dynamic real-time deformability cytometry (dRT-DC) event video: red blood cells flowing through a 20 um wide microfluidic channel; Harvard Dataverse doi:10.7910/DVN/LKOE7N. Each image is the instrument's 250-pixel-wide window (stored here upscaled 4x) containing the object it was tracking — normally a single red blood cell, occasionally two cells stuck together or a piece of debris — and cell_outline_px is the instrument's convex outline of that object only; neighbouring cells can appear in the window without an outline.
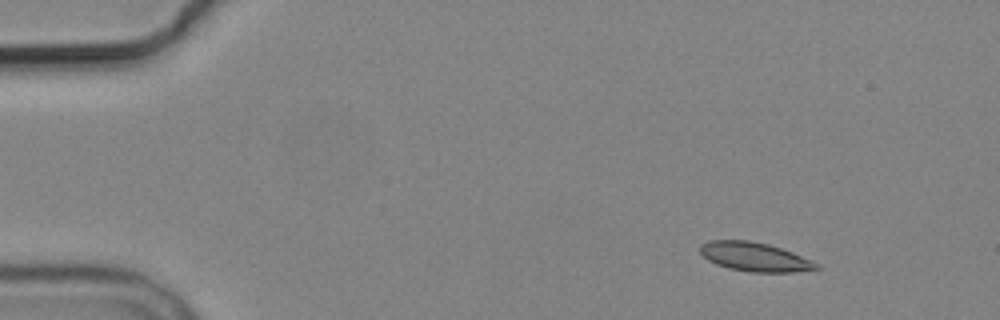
{"species": "common noctule bat (a hibernating species)", "species_latin": "Nyctalus noctula", "temperature_condition": "cold", "stored_images_in_passage": 4, "camera_frame_rate_fps": 3000, "um_per_image_px": 0.085, "animal": {"sex": "male", "body_mass_g": 19.2, "forearm_length_mm": 51.8}, "frame": {"image": 1, "passage_image": 2, "time_ms": 1.0, "image_size_px": [1000, 320], "cell_outline_px": [[820, 268], [792, 272], [752, 272], [728, 268], [716, 264], [708, 260], [700, 252], [700, 244], [708, 240], [748, 240], [768, 244], [792, 252], [812, 260], [820, 264]], "centroid_in_image_um": [64.14, 21.83], "position_along_channel_um": 20.9, "area_um2": 19.59}}
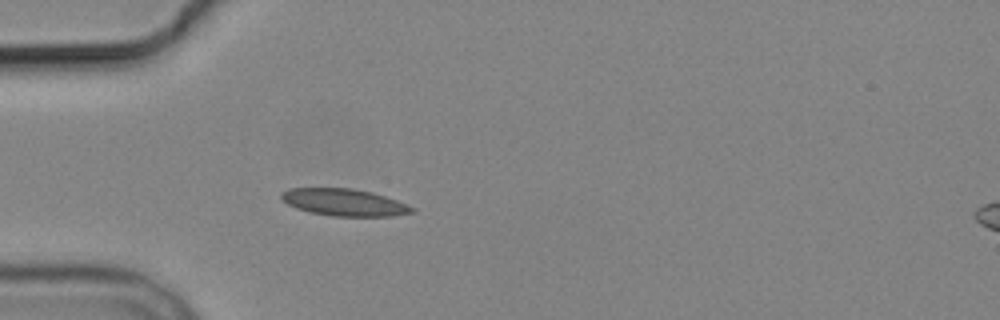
{"frame": {"image": 2, "passage_image": 4, "time_ms": 4.333, "image_size_px": [1000, 320], "cell_outline_px": [[416, 212], [392, 216], [332, 216], [312, 212], [296, 208], [280, 200], [280, 192], [288, 188], [352, 188], [372, 192], [408, 204], [416, 208]], "centroid_in_image_um": [29.25, 17.19], "position_along_channel_um": 55.7, "area_um2": 20.75}}